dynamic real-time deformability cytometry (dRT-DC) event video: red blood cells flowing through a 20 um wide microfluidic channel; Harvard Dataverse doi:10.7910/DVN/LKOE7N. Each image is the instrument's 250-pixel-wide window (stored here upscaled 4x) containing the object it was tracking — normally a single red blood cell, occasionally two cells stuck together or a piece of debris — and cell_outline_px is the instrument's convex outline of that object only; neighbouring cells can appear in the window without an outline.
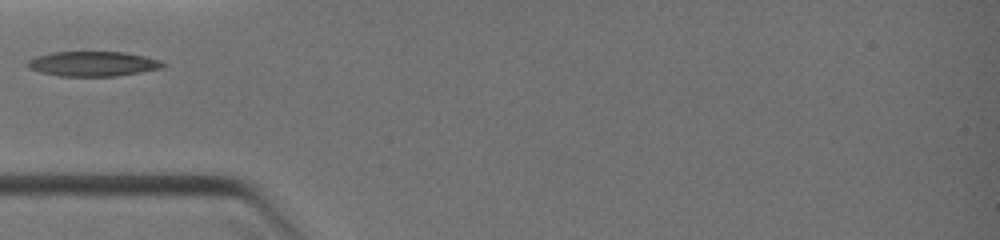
{"species": "common noctule bat (a hibernating species)", "species_latin": "Nyctalus noctula", "temperature_condition": "warm", "stored_images_in_passage": 12, "camera_frame_rate_fps": 3000, "um_per_image_px": 0.085, "animal": {"sex": "female", "body_mass_g": 19.0, "forearm_length_mm": 51.5}, "frame": {"image": 1, "passage_image": 1, "time_ms": 0.0, "image_size_px": [1000, 240], "cell_outline_px": [[168, 64], [164, 68], [116, 76], [60, 76], [40, 72], [28, 68], [24, 64], [28, 60], [52, 52], [124, 52], [144, 56], [160, 60]], "centroid_in_image_um": [7.93, 5.43], "position_along_channel_um": 77.1, "area_um2": 19.65}}
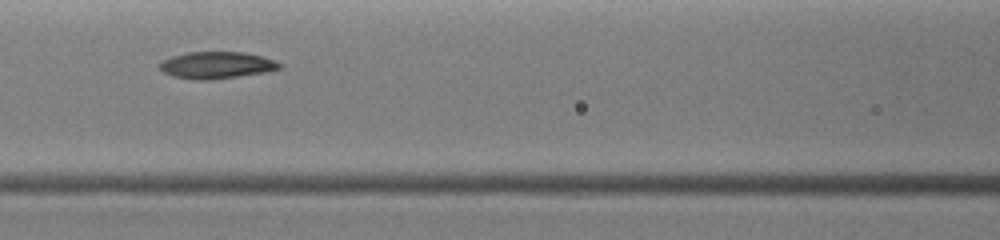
{"frame": {"image": 2, "passage_image": 8, "time_ms": 1.333, "image_size_px": [1000, 240], "cell_outline_px": [[284, 64], [280, 68], [264, 72], [240, 76], [204, 80], [200, 80], [172, 76], [164, 72], [160, 68], [160, 60], [172, 56], [188, 52], [244, 52], [264, 56]], "centroid_in_image_um": [18.42, 5.52], "position_along_channel_um": 148.2, "area_um2": 18.73}}
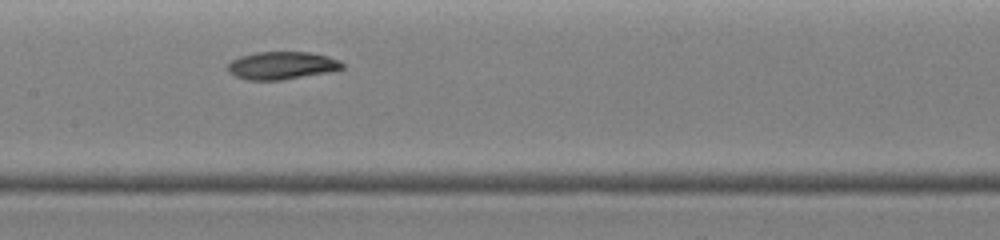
{"frame": {"image": 3, "passage_image": 11, "time_ms": 2.0, "image_size_px": [1000, 240], "cell_outline_px": [[344, 68], [332, 72], [280, 80], [248, 80], [236, 76], [228, 72], [228, 64], [232, 60], [240, 56], [256, 52], [308, 52], [328, 56], [340, 60], [344, 64]], "centroid_in_image_um": [23.99, 5.57], "position_along_channel_um": 183.4, "area_um2": 18.61}}